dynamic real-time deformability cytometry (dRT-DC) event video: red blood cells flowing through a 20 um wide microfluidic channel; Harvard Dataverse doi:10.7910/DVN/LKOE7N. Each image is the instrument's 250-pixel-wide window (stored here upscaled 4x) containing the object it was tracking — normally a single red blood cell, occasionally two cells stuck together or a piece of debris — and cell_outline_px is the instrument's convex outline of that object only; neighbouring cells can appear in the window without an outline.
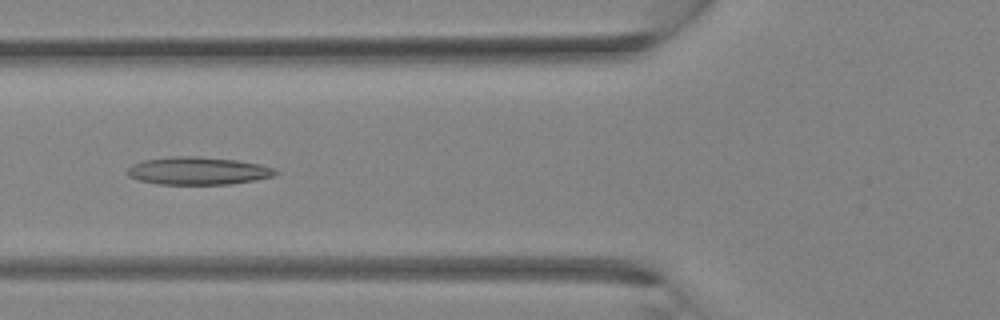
{"species": "Egyptian fruit bat (a non-hibernating species)", "species_latin": "Rousettus aegyptiacus", "temperature_condition": "room temperature", "stored_images_in_passage": 29, "camera_frame_rate_fps": 3000, "um_per_image_px": 0.085, "animal": {"sex": "female"}, "frame": {"image": 1, "passage_image": 8, "time_ms": 2.333, "image_size_px": [1000, 320], "cell_outline_px": [[280, 172], [272, 176], [256, 180], [232, 184], [160, 184], [140, 180], [128, 176], [128, 168], [132, 164], [144, 160], [172, 156], [196, 156], [236, 160], [260, 164], [276, 168]], "centroid_in_image_um": [16.87, 14.52], "position_along_channel_um": 108.9, "area_um2": 23.93}}
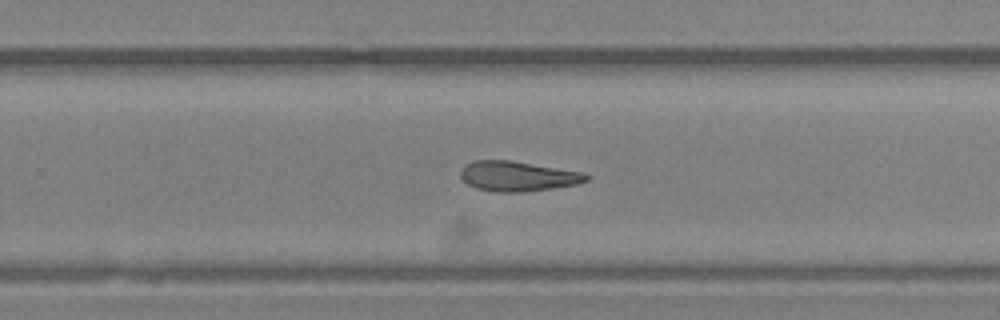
{"frame": {"image": 2, "passage_image": 17, "time_ms": 5.333, "image_size_px": [1000, 320], "cell_outline_px": [[592, 176], [588, 180], [576, 184], [552, 188], [524, 192], [496, 192], [476, 188], [468, 184], [460, 176], [460, 168], [464, 164], [472, 160], [512, 160], [584, 172]], "centroid_in_image_um": [44.0, 14.96], "position_along_channel_um": 285.8, "area_um2": 22.25}}
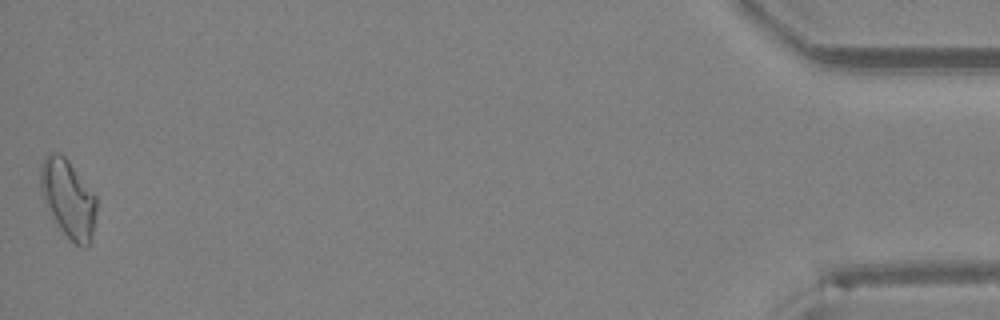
{"frame": {"image": 3, "passage_image": 29, "time_ms": 9.333, "image_size_px": [1000, 320], "cell_outline_px": [[96, 208], [92, 236], [88, 248], [80, 248], [60, 228], [52, 216], [44, 200], [40, 188], [40, 164], [44, 156], [48, 152], [60, 152], [68, 160], [96, 196]], "centroid_in_image_um": [5.79, 16.85], "position_along_channel_um": 429.4, "area_um2": 25.32}}